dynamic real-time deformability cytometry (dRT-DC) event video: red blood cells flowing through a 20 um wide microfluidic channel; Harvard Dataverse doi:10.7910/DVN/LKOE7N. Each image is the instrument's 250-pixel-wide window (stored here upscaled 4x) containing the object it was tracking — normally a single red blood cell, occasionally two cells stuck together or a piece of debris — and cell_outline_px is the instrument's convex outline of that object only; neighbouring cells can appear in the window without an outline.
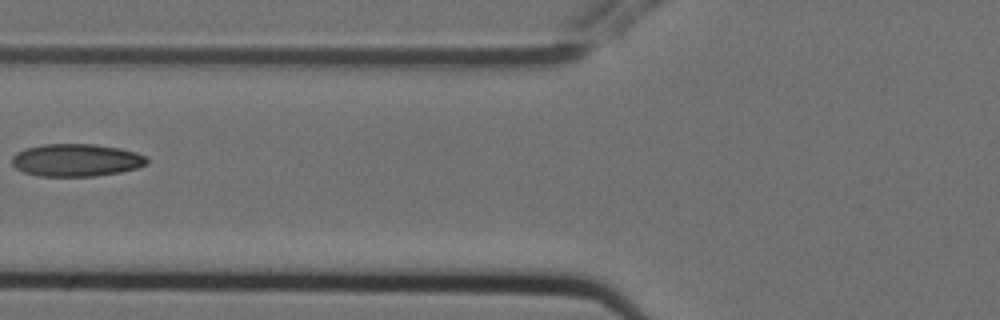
{"species": "Egyptian fruit bat (a non-hibernating species)", "species_latin": "Rousettus aegyptiacus", "temperature_condition": "cold", "stored_images_in_passage": 3, "camera_frame_rate_fps": 3000, "um_per_image_px": 0.085, "animal": {"sex": "female"}, "frame": {"image": 1, "passage_image": 3, "time_ms": 0.667, "image_size_px": [1000, 320], "cell_outline_px": [[148, 164], [136, 168], [120, 172], [96, 176], [40, 176], [24, 172], [16, 168], [12, 164], [12, 156], [16, 152], [24, 148], [44, 144], [92, 144], [120, 148], [136, 152], [148, 156]], "centroid_in_image_um": [6.49, 13.61], "position_along_channel_um": 119.3, "area_um2": 25.78}}